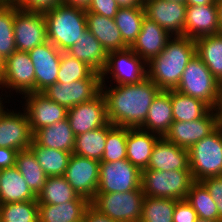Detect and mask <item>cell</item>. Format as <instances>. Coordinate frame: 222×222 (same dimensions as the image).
I'll return each instance as SVG.
<instances>
[{
    "label": "cell",
    "mask_w": 222,
    "mask_h": 222,
    "mask_svg": "<svg viewBox=\"0 0 222 222\" xmlns=\"http://www.w3.org/2000/svg\"><path fill=\"white\" fill-rule=\"evenodd\" d=\"M215 110L218 116V128L222 131V95L218 101V104Z\"/></svg>",
    "instance_id": "obj_52"
},
{
    "label": "cell",
    "mask_w": 222,
    "mask_h": 222,
    "mask_svg": "<svg viewBox=\"0 0 222 222\" xmlns=\"http://www.w3.org/2000/svg\"><path fill=\"white\" fill-rule=\"evenodd\" d=\"M90 0H62L63 4L86 9Z\"/></svg>",
    "instance_id": "obj_49"
},
{
    "label": "cell",
    "mask_w": 222,
    "mask_h": 222,
    "mask_svg": "<svg viewBox=\"0 0 222 222\" xmlns=\"http://www.w3.org/2000/svg\"><path fill=\"white\" fill-rule=\"evenodd\" d=\"M21 98L22 106L19 108L22 107L26 112L32 133L67 118L68 109L52 101L42 92L28 93Z\"/></svg>",
    "instance_id": "obj_14"
},
{
    "label": "cell",
    "mask_w": 222,
    "mask_h": 222,
    "mask_svg": "<svg viewBox=\"0 0 222 222\" xmlns=\"http://www.w3.org/2000/svg\"><path fill=\"white\" fill-rule=\"evenodd\" d=\"M14 3H0V54L6 59L17 50L14 36Z\"/></svg>",
    "instance_id": "obj_39"
},
{
    "label": "cell",
    "mask_w": 222,
    "mask_h": 222,
    "mask_svg": "<svg viewBox=\"0 0 222 222\" xmlns=\"http://www.w3.org/2000/svg\"><path fill=\"white\" fill-rule=\"evenodd\" d=\"M87 30L102 44L107 52L129 48L123 41L114 19L86 11Z\"/></svg>",
    "instance_id": "obj_24"
},
{
    "label": "cell",
    "mask_w": 222,
    "mask_h": 222,
    "mask_svg": "<svg viewBox=\"0 0 222 222\" xmlns=\"http://www.w3.org/2000/svg\"><path fill=\"white\" fill-rule=\"evenodd\" d=\"M0 91L6 102H10L8 98H12L11 95L14 93L21 97L35 92V68L28 52L16 50L5 59L4 70L0 77Z\"/></svg>",
    "instance_id": "obj_7"
},
{
    "label": "cell",
    "mask_w": 222,
    "mask_h": 222,
    "mask_svg": "<svg viewBox=\"0 0 222 222\" xmlns=\"http://www.w3.org/2000/svg\"><path fill=\"white\" fill-rule=\"evenodd\" d=\"M172 36L155 21L144 17L141 31L130 49L134 51L145 63L159 55Z\"/></svg>",
    "instance_id": "obj_20"
},
{
    "label": "cell",
    "mask_w": 222,
    "mask_h": 222,
    "mask_svg": "<svg viewBox=\"0 0 222 222\" xmlns=\"http://www.w3.org/2000/svg\"><path fill=\"white\" fill-rule=\"evenodd\" d=\"M146 77V63L130 48L108 52L107 63L101 73L102 84L109 83V79L112 80L108 85L136 84Z\"/></svg>",
    "instance_id": "obj_9"
},
{
    "label": "cell",
    "mask_w": 222,
    "mask_h": 222,
    "mask_svg": "<svg viewBox=\"0 0 222 222\" xmlns=\"http://www.w3.org/2000/svg\"><path fill=\"white\" fill-rule=\"evenodd\" d=\"M196 54L195 39L172 36L164 50L152 58L147 66V78L161 90L175 89L189 61Z\"/></svg>",
    "instance_id": "obj_2"
},
{
    "label": "cell",
    "mask_w": 222,
    "mask_h": 222,
    "mask_svg": "<svg viewBox=\"0 0 222 222\" xmlns=\"http://www.w3.org/2000/svg\"><path fill=\"white\" fill-rule=\"evenodd\" d=\"M62 3V0H18L15 5L24 10L44 12Z\"/></svg>",
    "instance_id": "obj_46"
},
{
    "label": "cell",
    "mask_w": 222,
    "mask_h": 222,
    "mask_svg": "<svg viewBox=\"0 0 222 222\" xmlns=\"http://www.w3.org/2000/svg\"><path fill=\"white\" fill-rule=\"evenodd\" d=\"M127 134V127L115 125L107 132L104 154L100 162H115L121 159H127Z\"/></svg>",
    "instance_id": "obj_42"
},
{
    "label": "cell",
    "mask_w": 222,
    "mask_h": 222,
    "mask_svg": "<svg viewBox=\"0 0 222 222\" xmlns=\"http://www.w3.org/2000/svg\"><path fill=\"white\" fill-rule=\"evenodd\" d=\"M4 66H5V59L0 54V77L2 76Z\"/></svg>",
    "instance_id": "obj_54"
},
{
    "label": "cell",
    "mask_w": 222,
    "mask_h": 222,
    "mask_svg": "<svg viewBox=\"0 0 222 222\" xmlns=\"http://www.w3.org/2000/svg\"><path fill=\"white\" fill-rule=\"evenodd\" d=\"M67 119L75 136L105 126L108 118L106 100L102 92L93 100L68 109Z\"/></svg>",
    "instance_id": "obj_17"
},
{
    "label": "cell",
    "mask_w": 222,
    "mask_h": 222,
    "mask_svg": "<svg viewBox=\"0 0 222 222\" xmlns=\"http://www.w3.org/2000/svg\"><path fill=\"white\" fill-rule=\"evenodd\" d=\"M188 151L194 181L222 176V131L219 128L195 143Z\"/></svg>",
    "instance_id": "obj_6"
},
{
    "label": "cell",
    "mask_w": 222,
    "mask_h": 222,
    "mask_svg": "<svg viewBox=\"0 0 222 222\" xmlns=\"http://www.w3.org/2000/svg\"><path fill=\"white\" fill-rule=\"evenodd\" d=\"M219 34L218 8L216 4L187 6L184 36L197 39Z\"/></svg>",
    "instance_id": "obj_21"
},
{
    "label": "cell",
    "mask_w": 222,
    "mask_h": 222,
    "mask_svg": "<svg viewBox=\"0 0 222 222\" xmlns=\"http://www.w3.org/2000/svg\"><path fill=\"white\" fill-rule=\"evenodd\" d=\"M171 105L173 120L190 122L205 117L212 108L203 101L182 94L175 89L171 90Z\"/></svg>",
    "instance_id": "obj_33"
},
{
    "label": "cell",
    "mask_w": 222,
    "mask_h": 222,
    "mask_svg": "<svg viewBox=\"0 0 222 222\" xmlns=\"http://www.w3.org/2000/svg\"><path fill=\"white\" fill-rule=\"evenodd\" d=\"M47 40L61 52L68 51L86 32V10L60 3L43 12Z\"/></svg>",
    "instance_id": "obj_3"
},
{
    "label": "cell",
    "mask_w": 222,
    "mask_h": 222,
    "mask_svg": "<svg viewBox=\"0 0 222 222\" xmlns=\"http://www.w3.org/2000/svg\"><path fill=\"white\" fill-rule=\"evenodd\" d=\"M196 222H219V221H213V220H208V219H202V218H199L196 220Z\"/></svg>",
    "instance_id": "obj_55"
},
{
    "label": "cell",
    "mask_w": 222,
    "mask_h": 222,
    "mask_svg": "<svg viewBox=\"0 0 222 222\" xmlns=\"http://www.w3.org/2000/svg\"><path fill=\"white\" fill-rule=\"evenodd\" d=\"M66 53L81 60L100 74L107 63L108 52L88 30L80 37L78 43H75Z\"/></svg>",
    "instance_id": "obj_27"
},
{
    "label": "cell",
    "mask_w": 222,
    "mask_h": 222,
    "mask_svg": "<svg viewBox=\"0 0 222 222\" xmlns=\"http://www.w3.org/2000/svg\"><path fill=\"white\" fill-rule=\"evenodd\" d=\"M81 79H101V74L95 72L81 60L62 52L57 82L70 83Z\"/></svg>",
    "instance_id": "obj_38"
},
{
    "label": "cell",
    "mask_w": 222,
    "mask_h": 222,
    "mask_svg": "<svg viewBox=\"0 0 222 222\" xmlns=\"http://www.w3.org/2000/svg\"><path fill=\"white\" fill-rule=\"evenodd\" d=\"M167 1H173V2H182V3H185V0H167Z\"/></svg>",
    "instance_id": "obj_57"
},
{
    "label": "cell",
    "mask_w": 222,
    "mask_h": 222,
    "mask_svg": "<svg viewBox=\"0 0 222 222\" xmlns=\"http://www.w3.org/2000/svg\"><path fill=\"white\" fill-rule=\"evenodd\" d=\"M185 200L192 206L199 218L219 221L217 204L201 182L194 181L191 184Z\"/></svg>",
    "instance_id": "obj_37"
},
{
    "label": "cell",
    "mask_w": 222,
    "mask_h": 222,
    "mask_svg": "<svg viewBox=\"0 0 222 222\" xmlns=\"http://www.w3.org/2000/svg\"><path fill=\"white\" fill-rule=\"evenodd\" d=\"M193 182L191 170L143 169L141 173L142 192L149 197L184 200Z\"/></svg>",
    "instance_id": "obj_5"
},
{
    "label": "cell",
    "mask_w": 222,
    "mask_h": 222,
    "mask_svg": "<svg viewBox=\"0 0 222 222\" xmlns=\"http://www.w3.org/2000/svg\"><path fill=\"white\" fill-rule=\"evenodd\" d=\"M37 201L16 166L2 169L0 174V204Z\"/></svg>",
    "instance_id": "obj_26"
},
{
    "label": "cell",
    "mask_w": 222,
    "mask_h": 222,
    "mask_svg": "<svg viewBox=\"0 0 222 222\" xmlns=\"http://www.w3.org/2000/svg\"><path fill=\"white\" fill-rule=\"evenodd\" d=\"M141 173L142 171L128 159L100 162L96 194L136 190L141 187Z\"/></svg>",
    "instance_id": "obj_10"
},
{
    "label": "cell",
    "mask_w": 222,
    "mask_h": 222,
    "mask_svg": "<svg viewBox=\"0 0 222 222\" xmlns=\"http://www.w3.org/2000/svg\"><path fill=\"white\" fill-rule=\"evenodd\" d=\"M75 137L67 118L33 133V140L38 145L71 153Z\"/></svg>",
    "instance_id": "obj_28"
},
{
    "label": "cell",
    "mask_w": 222,
    "mask_h": 222,
    "mask_svg": "<svg viewBox=\"0 0 222 222\" xmlns=\"http://www.w3.org/2000/svg\"><path fill=\"white\" fill-rule=\"evenodd\" d=\"M173 122L171 90H161L152 101L147 118L140 129L163 137Z\"/></svg>",
    "instance_id": "obj_23"
},
{
    "label": "cell",
    "mask_w": 222,
    "mask_h": 222,
    "mask_svg": "<svg viewBox=\"0 0 222 222\" xmlns=\"http://www.w3.org/2000/svg\"><path fill=\"white\" fill-rule=\"evenodd\" d=\"M3 102H5V101L3 100V97H2L1 94H0V105H1Z\"/></svg>",
    "instance_id": "obj_58"
},
{
    "label": "cell",
    "mask_w": 222,
    "mask_h": 222,
    "mask_svg": "<svg viewBox=\"0 0 222 222\" xmlns=\"http://www.w3.org/2000/svg\"><path fill=\"white\" fill-rule=\"evenodd\" d=\"M175 90L203 101L212 109L217 107L222 95V85L196 54L183 71Z\"/></svg>",
    "instance_id": "obj_4"
},
{
    "label": "cell",
    "mask_w": 222,
    "mask_h": 222,
    "mask_svg": "<svg viewBox=\"0 0 222 222\" xmlns=\"http://www.w3.org/2000/svg\"><path fill=\"white\" fill-rule=\"evenodd\" d=\"M156 171L190 170L189 151L160 137L152 151L147 168Z\"/></svg>",
    "instance_id": "obj_22"
},
{
    "label": "cell",
    "mask_w": 222,
    "mask_h": 222,
    "mask_svg": "<svg viewBox=\"0 0 222 222\" xmlns=\"http://www.w3.org/2000/svg\"><path fill=\"white\" fill-rule=\"evenodd\" d=\"M28 53L35 68V92H43L57 82L62 52L46 41Z\"/></svg>",
    "instance_id": "obj_18"
},
{
    "label": "cell",
    "mask_w": 222,
    "mask_h": 222,
    "mask_svg": "<svg viewBox=\"0 0 222 222\" xmlns=\"http://www.w3.org/2000/svg\"><path fill=\"white\" fill-rule=\"evenodd\" d=\"M6 103L0 105V147H7L17 151L30 148L33 133L29 119L23 108L8 109Z\"/></svg>",
    "instance_id": "obj_11"
},
{
    "label": "cell",
    "mask_w": 222,
    "mask_h": 222,
    "mask_svg": "<svg viewBox=\"0 0 222 222\" xmlns=\"http://www.w3.org/2000/svg\"><path fill=\"white\" fill-rule=\"evenodd\" d=\"M30 149L47 176H64L71 152L41 146L34 140Z\"/></svg>",
    "instance_id": "obj_35"
},
{
    "label": "cell",
    "mask_w": 222,
    "mask_h": 222,
    "mask_svg": "<svg viewBox=\"0 0 222 222\" xmlns=\"http://www.w3.org/2000/svg\"><path fill=\"white\" fill-rule=\"evenodd\" d=\"M14 36L17 50L24 52L48 41L44 13L18 8L14 15Z\"/></svg>",
    "instance_id": "obj_12"
},
{
    "label": "cell",
    "mask_w": 222,
    "mask_h": 222,
    "mask_svg": "<svg viewBox=\"0 0 222 222\" xmlns=\"http://www.w3.org/2000/svg\"><path fill=\"white\" fill-rule=\"evenodd\" d=\"M144 193L142 188L127 192L96 194L90 204L116 222H140Z\"/></svg>",
    "instance_id": "obj_8"
},
{
    "label": "cell",
    "mask_w": 222,
    "mask_h": 222,
    "mask_svg": "<svg viewBox=\"0 0 222 222\" xmlns=\"http://www.w3.org/2000/svg\"><path fill=\"white\" fill-rule=\"evenodd\" d=\"M18 0H0V3H16Z\"/></svg>",
    "instance_id": "obj_56"
},
{
    "label": "cell",
    "mask_w": 222,
    "mask_h": 222,
    "mask_svg": "<svg viewBox=\"0 0 222 222\" xmlns=\"http://www.w3.org/2000/svg\"><path fill=\"white\" fill-rule=\"evenodd\" d=\"M0 222H38L37 201L0 204Z\"/></svg>",
    "instance_id": "obj_41"
},
{
    "label": "cell",
    "mask_w": 222,
    "mask_h": 222,
    "mask_svg": "<svg viewBox=\"0 0 222 222\" xmlns=\"http://www.w3.org/2000/svg\"><path fill=\"white\" fill-rule=\"evenodd\" d=\"M17 150L0 147V169H7L15 166Z\"/></svg>",
    "instance_id": "obj_47"
},
{
    "label": "cell",
    "mask_w": 222,
    "mask_h": 222,
    "mask_svg": "<svg viewBox=\"0 0 222 222\" xmlns=\"http://www.w3.org/2000/svg\"><path fill=\"white\" fill-rule=\"evenodd\" d=\"M218 128V116L212 109L205 117L183 122L175 121L164 137L178 147L189 150L195 143L210 135Z\"/></svg>",
    "instance_id": "obj_16"
},
{
    "label": "cell",
    "mask_w": 222,
    "mask_h": 222,
    "mask_svg": "<svg viewBox=\"0 0 222 222\" xmlns=\"http://www.w3.org/2000/svg\"><path fill=\"white\" fill-rule=\"evenodd\" d=\"M146 17L155 21L171 36H184L187 5L167 0H144Z\"/></svg>",
    "instance_id": "obj_19"
},
{
    "label": "cell",
    "mask_w": 222,
    "mask_h": 222,
    "mask_svg": "<svg viewBox=\"0 0 222 222\" xmlns=\"http://www.w3.org/2000/svg\"><path fill=\"white\" fill-rule=\"evenodd\" d=\"M119 8L115 0H90L85 10L114 19Z\"/></svg>",
    "instance_id": "obj_43"
},
{
    "label": "cell",
    "mask_w": 222,
    "mask_h": 222,
    "mask_svg": "<svg viewBox=\"0 0 222 222\" xmlns=\"http://www.w3.org/2000/svg\"><path fill=\"white\" fill-rule=\"evenodd\" d=\"M101 79H81L70 83L55 82L42 93L66 109L93 100L101 92Z\"/></svg>",
    "instance_id": "obj_15"
},
{
    "label": "cell",
    "mask_w": 222,
    "mask_h": 222,
    "mask_svg": "<svg viewBox=\"0 0 222 222\" xmlns=\"http://www.w3.org/2000/svg\"><path fill=\"white\" fill-rule=\"evenodd\" d=\"M38 204H62L73 200H87L79 196L64 176H47L42 190L36 196Z\"/></svg>",
    "instance_id": "obj_32"
},
{
    "label": "cell",
    "mask_w": 222,
    "mask_h": 222,
    "mask_svg": "<svg viewBox=\"0 0 222 222\" xmlns=\"http://www.w3.org/2000/svg\"><path fill=\"white\" fill-rule=\"evenodd\" d=\"M99 168L100 161L72 153L64 177L79 196L91 202L97 193Z\"/></svg>",
    "instance_id": "obj_13"
},
{
    "label": "cell",
    "mask_w": 222,
    "mask_h": 222,
    "mask_svg": "<svg viewBox=\"0 0 222 222\" xmlns=\"http://www.w3.org/2000/svg\"><path fill=\"white\" fill-rule=\"evenodd\" d=\"M88 200H73L62 204H38V222H83Z\"/></svg>",
    "instance_id": "obj_29"
},
{
    "label": "cell",
    "mask_w": 222,
    "mask_h": 222,
    "mask_svg": "<svg viewBox=\"0 0 222 222\" xmlns=\"http://www.w3.org/2000/svg\"><path fill=\"white\" fill-rule=\"evenodd\" d=\"M195 45L196 55L222 85V34L199 37Z\"/></svg>",
    "instance_id": "obj_30"
},
{
    "label": "cell",
    "mask_w": 222,
    "mask_h": 222,
    "mask_svg": "<svg viewBox=\"0 0 222 222\" xmlns=\"http://www.w3.org/2000/svg\"><path fill=\"white\" fill-rule=\"evenodd\" d=\"M176 199L144 196L140 222H173Z\"/></svg>",
    "instance_id": "obj_40"
},
{
    "label": "cell",
    "mask_w": 222,
    "mask_h": 222,
    "mask_svg": "<svg viewBox=\"0 0 222 222\" xmlns=\"http://www.w3.org/2000/svg\"><path fill=\"white\" fill-rule=\"evenodd\" d=\"M160 91L147 77L136 84H101L108 122L115 126L140 128L147 118L152 101Z\"/></svg>",
    "instance_id": "obj_1"
},
{
    "label": "cell",
    "mask_w": 222,
    "mask_h": 222,
    "mask_svg": "<svg viewBox=\"0 0 222 222\" xmlns=\"http://www.w3.org/2000/svg\"><path fill=\"white\" fill-rule=\"evenodd\" d=\"M197 219V213L185 199L176 202L173 222H196Z\"/></svg>",
    "instance_id": "obj_45"
},
{
    "label": "cell",
    "mask_w": 222,
    "mask_h": 222,
    "mask_svg": "<svg viewBox=\"0 0 222 222\" xmlns=\"http://www.w3.org/2000/svg\"><path fill=\"white\" fill-rule=\"evenodd\" d=\"M218 8V23H219V34H222V0H216Z\"/></svg>",
    "instance_id": "obj_53"
},
{
    "label": "cell",
    "mask_w": 222,
    "mask_h": 222,
    "mask_svg": "<svg viewBox=\"0 0 222 222\" xmlns=\"http://www.w3.org/2000/svg\"><path fill=\"white\" fill-rule=\"evenodd\" d=\"M15 166L30 190L37 196L46 182L47 175L38 164L33 151L30 148L18 151Z\"/></svg>",
    "instance_id": "obj_36"
},
{
    "label": "cell",
    "mask_w": 222,
    "mask_h": 222,
    "mask_svg": "<svg viewBox=\"0 0 222 222\" xmlns=\"http://www.w3.org/2000/svg\"><path fill=\"white\" fill-rule=\"evenodd\" d=\"M120 7L143 5L144 0H115Z\"/></svg>",
    "instance_id": "obj_50"
},
{
    "label": "cell",
    "mask_w": 222,
    "mask_h": 222,
    "mask_svg": "<svg viewBox=\"0 0 222 222\" xmlns=\"http://www.w3.org/2000/svg\"><path fill=\"white\" fill-rule=\"evenodd\" d=\"M158 134L140 128H128L126 139L127 159L141 171L147 168Z\"/></svg>",
    "instance_id": "obj_25"
},
{
    "label": "cell",
    "mask_w": 222,
    "mask_h": 222,
    "mask_svg": "<svg viewBox=\"0 0 222 222\" xmlns=\"http://www.w3.org/2000/svg\"><path fill=\"white\" fill-rule=\"evenodd\" d=\"M145 14L144 5L120 7L114 21L118 27L124 43L130 48L141 31Z\"/></svg>",
    "instance_id": "obj_34"
},
{
    "label": "cell",
    "mask_w": 222,
    "mask_h": 222,
    "mask_svg": "<svg viewBox=\"0 0 222 222\" xmlns=\"http://www.w3.org/2000/svg\"><path fill=\"white\" fill-rule=\"evenodd\" d=\"M113 126L108 122L101 128L77 135L74 141L73 154L101 161L106 145L107 132Z\"/></svg>",
    "instance_id": "obj_31"
},
{
    "label": "cell",
    "mask_w": 222,
    "mask_h": 222,
    "mask_svg": "<svg viewBox=\"0 0 222 222\" xmlns=\"http://www.w3.org/2000/svg\"><path fill=\"white\" fill-rule=\"evenodd\" d=\"M83 222H116L106 215L101 214L91 204L86 208Z\"/></svg>",
    "instance_id": "obj_48"
},
{
    "label": "cell",
    "mask_w": 222,
    "mask_h": 222,
    "mask_svg": "<svg viewBox=\"0 0 222 222\" xmlns=\"http://www.w3.org/2000/svg\"><path fill=\"white\" fill-rule=\"evenodd\" d=\"M187 6L216 4V0H185Z\"/></svg>",
    "instance_id": "obj_51"
},
{
    "label": "cell",
    "mask_w": 222,
    "mask_h": 222,
    "mask_svg": "<svg viewBox=\"0 0 222 222\" xmlns=\"http://www.w3.org/2000/svg\"><path fill=\"white\" fill-rule=\"evenodd\" d=\"M217 204L219 221L222 220V176L209 177L201 181Z\"/></svg>",
    "instance_id": "obj_44"
}]
</instances>
